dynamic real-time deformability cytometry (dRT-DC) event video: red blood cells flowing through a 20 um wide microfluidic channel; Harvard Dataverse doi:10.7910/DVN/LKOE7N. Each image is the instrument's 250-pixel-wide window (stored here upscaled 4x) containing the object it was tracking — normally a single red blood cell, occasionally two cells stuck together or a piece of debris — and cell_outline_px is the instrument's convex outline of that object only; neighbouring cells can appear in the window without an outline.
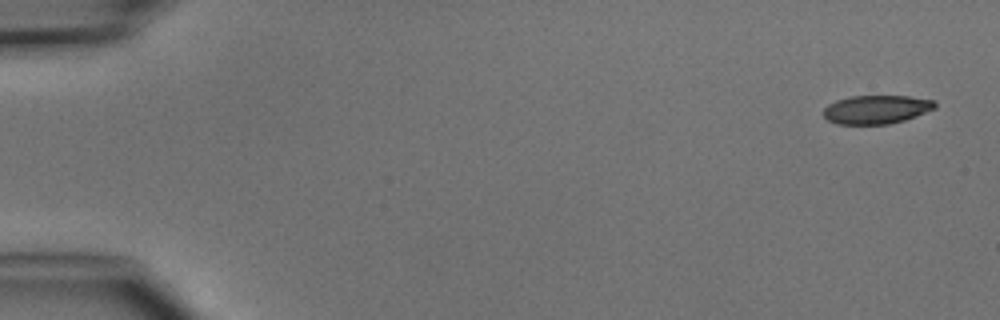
{"species": "common noctule bat (a hibernating species)", "species_latin": "Nyctalus noctula", "temperature_condition": "cold", "stored_images_in_passage": 4, "camera_frame_rate_fps": 3000, "um_per_image_px": 0.085, "animal": {"sex": "male", "body_mass_g": 15.6}, "frame": {"image": 1, "passage_image": 1, "time_ms": 0.0, "image_size_px": [1000, 320], "cell_outline_px": [[936, 108], [916, 116], [904, 120], [888, 124], [836, 124], [828, 120], [824, 116], [824, 108], [828, 104], [836, 100], [852, 96], [908, 96], [932, 100], [936, 104]], "centroid_in_image_um": [74.48, 9.3], "position_along_channel_um": 10.5, "area_um2": 18.5}}
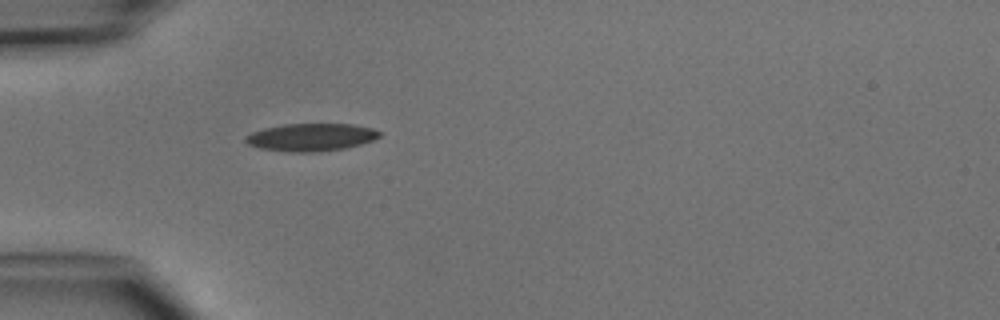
{"frame": {"image": 2, "passage_image": 4, "time_ms": 4.333, "image_size_px": [1000, 320], "cell_outline_px": [[380, 136], [372, 140], [360, 144], [344, 148], [312, 152], [292, 152], [260, 148], [248, 144], [244, 140], [244, 136], [252, 132], [264, 128], [284, 124], [352, 124], [372, 128], [380, 132]], "centroid_in_image_um": [26.41, 11.65], "position_along_channel_um": 58.6, "area_um2": 21.39}}